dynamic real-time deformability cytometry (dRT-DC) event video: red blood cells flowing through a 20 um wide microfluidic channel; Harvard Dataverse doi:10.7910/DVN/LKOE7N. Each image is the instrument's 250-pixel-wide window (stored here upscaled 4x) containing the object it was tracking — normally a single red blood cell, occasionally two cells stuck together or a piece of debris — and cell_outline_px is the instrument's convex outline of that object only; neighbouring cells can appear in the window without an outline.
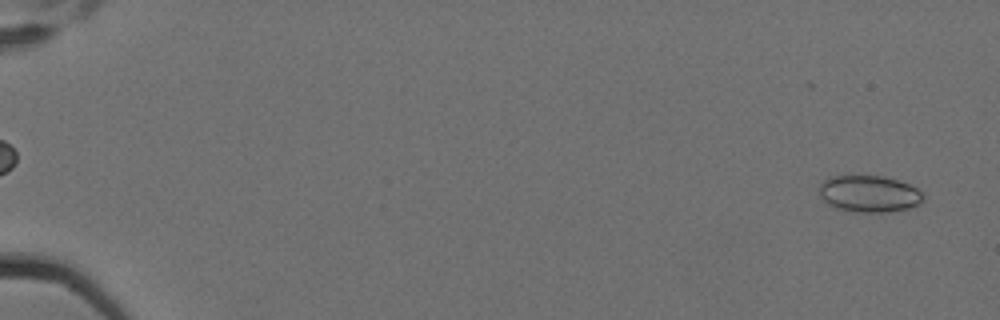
{"species": "Egyptian fruit bat (a non-hibernating species)", "species_latin": "Rousettus aegyptiacus", "temperature_condition": "cold", "stored_images_in_passage": 7, "segment_of_instrument_passage": [2, 2], "camera_frame_rate_fps": 3000, "um_per_image_px": 0.085, "animal": {"sex": "female"}, "frame": {"image": 1, "passage_image": 7, "time_ms": 2.0, "image_size_px": [1000, 320], "cell_outline_px": [[924, 200], [920, 204], [908, 208], [888, 212], [860, 212], [836, 208], [828, 204], [820, 196], [820, 184], [824, 180], [832, 176], [884, 176], [900, 180], [916, 188], [924, 196]], "centroid_in_image_um": [73.9, 16.47], "position_along_channel_um": 11.1, "area_um2": 22.2}}